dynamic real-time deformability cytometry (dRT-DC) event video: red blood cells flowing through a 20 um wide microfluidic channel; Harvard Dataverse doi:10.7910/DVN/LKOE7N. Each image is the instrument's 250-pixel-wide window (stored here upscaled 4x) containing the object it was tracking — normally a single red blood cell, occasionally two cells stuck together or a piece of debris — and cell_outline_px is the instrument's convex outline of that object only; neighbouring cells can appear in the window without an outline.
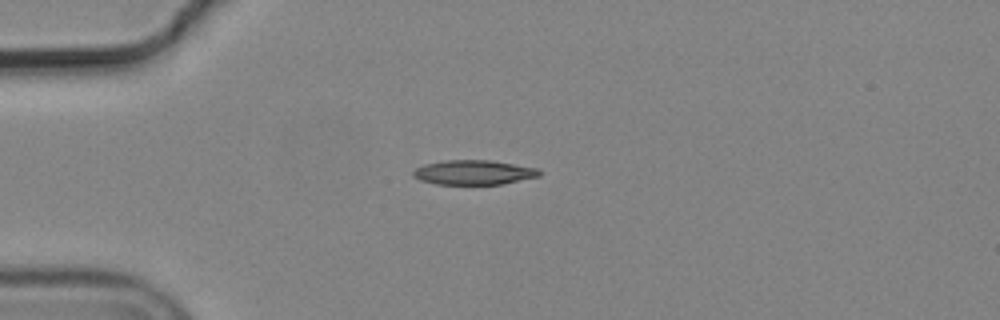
{"species": "common noctule bat (a hibernating species)", "species_latin": "Nyctalus noctula", "temperature_condition": "cold", "stored_images_in_passage": 42, "camera_frame_rate_fps": 3000, "um_per_image_px": 0.085, "animal": {"sex": "male", "body_mass_g": 19.2, "forearm_length_mm": 51.8}, "frame": {"image": 1, "passage_image": 1, "time_ms": 0.0, "image_size_px": [1000, 320], "cell_outline_px": [[540, 176], [504, 184], [436, 184], [420, 180], [412, 176], [412, 172], [416, 168], [424, 164], [448, 160], [492, 160], [540, 168]], "centroid_in_image_um": [40.3, 14.65], "position_along_channel_um": 44.7, "area_um2": 18.21}}
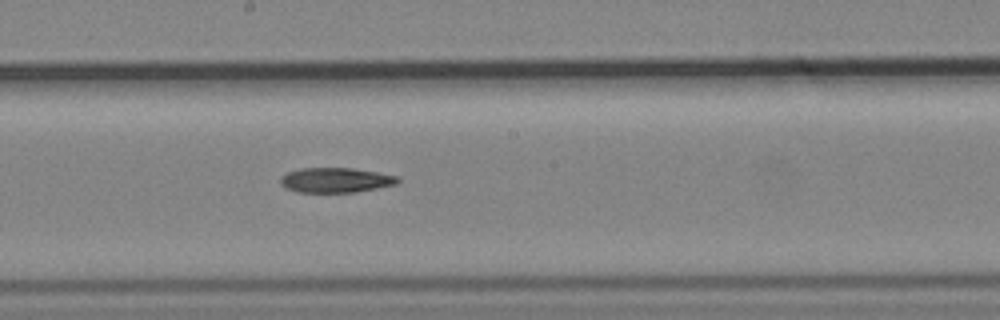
{"frame": {"image": 2, "passage_image": 17, "time_ms": 5.333, "image_size_px": [1000, 320], "cell_outline_px": [[400, 180], [396, 184], [356, 192], [296, 192], [280, 184], [280, 176], [288, 172], [300, 168], [352, 168], [376, 172], [396, 176]], "centroid_in_image_um": [28.5, 15.31], "position_along_channel_um": 219.7, "area_um2": 16.88}}
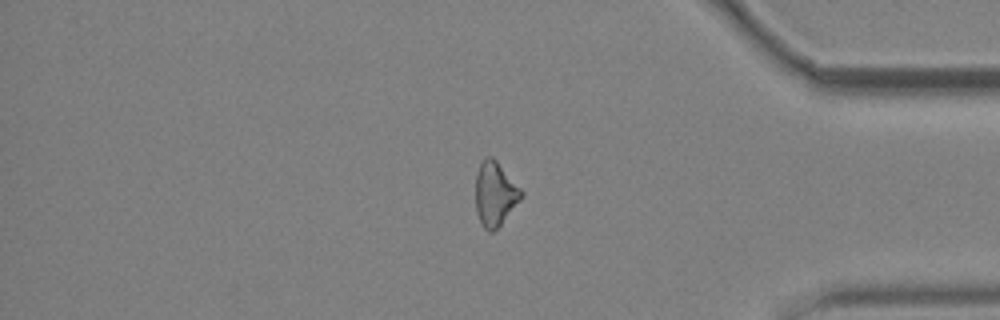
{"frame": {"image": 3, "passage_image": 33, "time_ms": 10.667, "image_size_px": [1000, 320], "cell_outline_px": [[524, 196], [500, 224], [492, 232], [488, 232], [484, 228], [476, 212], [476, 176], [480, 164], [488, 156], [492, 156], [496, 160], [524, 192]], "centroid_in_image_um": [42.09, 16.48], "position_along_channel_um": 393.1, "area_um2": 16.82}}